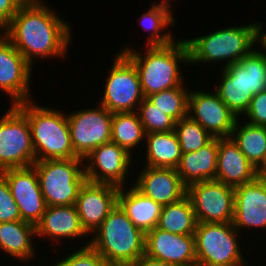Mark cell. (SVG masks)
<instances>
[{"label":"cell","mask_w":266,"mask_h":266,"mask_svg":"<svg viewBox=\"0 0 266 266\" xmlns=\"http://www.w3.org/2000/svg\"><path fill=\"white\" fill-rule=\"evenodd\" d=\"M218 158V138H213L198 151L182 154L176 170L183 184L215 180Z\"/></svg>","instance_id":"603a6c76"},{"label":"cell","mask_w":266,"mask_h":266,"mask_svg":"<svg viewBox=\"0 0 266 266\" xmlns=\"http://www.w3.org/2000/svg\"><path fill=\"white\" fill-rule=\"evenodd\" d=\"M197 223L192 203L186 195L162 207L157 228L174 234L194 235Z\"/></svg>","instance_id":"f1b7e54d"},{"label":"cell","mask_w":266,"mask_h":266,"mask_svg":"<svg viewBox=\"0 0 266 266\" xmlns=\"http://www.w3.org/2000/svg\"><path fill=\"white\" fill-rule=\"evenodd\" d=\"M190 90L181 85L147 96L146 99L176 122L188 116V97Z\"/></svg>","instance_id":"4dcf8cb0"},{"label":"cell","mask_w":266,"mask_h":266,"mask_svg":"<svg viewBox=\"0 0 266 266\" xmlns=\"http://www.w3.org/2000/svg\"><path fill=\"white\" fill-rule=\"evenodd\" d=\"M239 63L245 69L246 86L253 94L266 90V56L257 47Z\"/></svg>","instance_id":"d6a6232c"},{"label":"cell","mask_w":266,"mask_h":266,"mask_svg":"<svg viewBox=\"0 0 266 266\" xmlns=\"http://www.w3.org/2000/svg\"><path fill=\"white\" fill-rule=\"evenodd\" d=\"M1 33L32 66L39 58L66 59L73 38L71 24L42 0H26Z\"/></svg>","instance_id":"6da1fadb"},{"label":"cell","mask_w":266,"mask_h":266,"mask_svg":"<svg viewBox=\"0 0 266 266\" xmlns=\"http://www.w3.org/2000/svg\"><path fill=\"white\" fill-rule=\"evenodd\" d=\"M145 255L171 266H197L194 235L169 233L157 227L145 233Z\"/></svg>","instance_id":"e0dca14e"},{"label":"cell","mask_w":266,"mask_h":266,"mask_svg":"<svg viewBox=\"0 0 266 266\" xmlns=\"http://www.w3.org/2000/svg\"><path fill=\"white\" fill-rule=\"evenodd\" d=\"M126 266H171V265H168L167 263H164L162 261L150 258L144 254L142 257H140L133 263H130Z\"/></svg>","instance_id":"f35d334b"},{"label":"cell","mask_w":266,"mask_h":266,"mask_svg":"<svg viewBox=\"0 0 266 266\" xmlns=\"http://www.w3.org/2000/svg\"><path fill=\"white\" fill-rule=\"evenodd\" d=\"M261 44L260 51L266 56V30L264 29L263 25L261 23H257V44Z\"/></svg>","instance_id":"ab89813d"},{"label":"cell","mask_w":266,"mask_h":266,"mask_svg":"<svg viewBox=\"0 0 266 266\" xmlns=\"http://www.w3.org/2000/svg\"><path fill=\"white\" fill-rule=\"evenodd\" d=\"M32 67L0 32V90L10 97V105L33 100L30 97Z\"/></svg>","instance_id":"5bb4252c"},{"label":"cell","mask_w":266,"mask_h":266,"mask_svg":"<svg viewBox=\"0 0 266 266\" xmlns=\"http://www.w3.org/2000/svg\"><path fill=\"white\" fill-rule=\"evenodd\" d=\"M129 184L131 187L119 188L118 205L137 228L147 233L157 227L163 206Z\"/></svg>","instance_id":"7402d4cb"},{"label":"cell","mask_w":266,"mask_h":266,"mask_svg":"<svg viewBox=\"0 0 266 266\" xmlns=\"http://www.w3.org/2000/svg\"><path fill=\"white\" fill-rule=\"evenodd\" d=\"M83 241V247L74 252H68L67 256L53 263L51 266H111L93 247L89 241Z\"/></svg>","instance_id":"e575fe53"},{"label":"cell","mask_w":266,"mask_h":266,"mask_svg":"<svg viewBox=\"0 0 266 266\" xmlns=\"http://www.w3.org/2000/svg\"><path fill=\"white\" fill-rule=\"evenodd\" d=\"M144 144L145 166L176 169L179 165L182 151L175 131L147 133Z\"/></svg>","instance_id":"484cf974"},{"label":"cell","mask_w":266,"mask_h":266,"mask_svg":"<svg viewBox=\"0 0 266 266\" xmlns=\"http://www.w3.org/2000/svg\"><path fill=\"white\" fill-rule=\"evenodd\" d=\"M6 179L21 220L36 225L46 210L37 172L33 166L6 169L0 172Z\"/></svg>","instance_id":"9a60e30c"},{"label":"cell","mask_w":266,"mask_h":266,"mask_svg":"<svg viewBox=\"0 0 266 266\" xmlns=\"http://www.w3.org/2000/svg\"><path fill=\"white\" fill-rule=\"evenodd\" d=\"M156 1H152L151 8L146 10L144 14L138 17L137 21L145 30H150L145 46H164L174 42L177 38L174 37L171 28L168 26L176 23L173 17V11L161 5H157Z\"/></svg>","instance_id":"4316f807"},{"label":"cell","mask_w":266,"mask_h":266,"mask_svg":"<svg viewBox=\"0 0 266 266\" xmlns=\"http://www.w3.org/2000/svg\"><path fill=\"white\" fill-rule=\"evenodd\" d=\"M26 0H0V32L10 23Z\"/></svg>","instance_id":"74e56055"},{"label":"cell","mask_w":266,"mask_h":266,"mask_svg":"<svg viewBox=\"0 0 266 266\" xmlns=\"http://www.w3.org/2000/svg\"><path fill=\"white\" fill-rule=\"evenodd\" d=\"M256 177V168L240 151L232 138H218L215 180L235 188L253 181Z\"/></svg>","instance_id":"44dd1931"},{"label":"cell","mask_w":266,"mask_h":266,"mask_svg":"<svg viewBox=\"0 0 266 266\" xmlns=\"http://www.w3.org/2000/svg\"><path fill=\"white\" fill-rule=\"evenodd\" d=\"M144 50L142 53L128 45L118 52L134 64L145 98L184 85L182 68L179 67L181 64L184 67L190 65L189 50L184 38L164 46H146Z\"/></svg>","instance_id":"7a4b0ae2"},{"label":"cell","mask_w":266,"mask_h":266,"mask_svg":"<svg viewBox=\"0 0 266 266\" xmlns=\"http://www.w3.org/2000/svg\"><path fill=\"white\" fill-rule=\"evenodd\" d=\"M137 113L146 134L174 131L175 129L176 121L163 113L146 98L138 106Z\"/></svg>","instance_id":"836d02e7"},{"label":"cell","mask_w":266,"mask_h":266,"mask_svg":"<svg viewBox=\"0 0 266 266\" xmlns=\"http://www.w3.org/2000/svg\"><path fill=\"white\" fill-rule=\"evenodd\" d=\"M91 237L89 245L111 266H126L145 254V233L118 204Z\"/></svg>","instance_id":"5b68a950"},{"label":"cell","mask_w":266,"mask_h":266,"mask_svg":"<svg viewBox=\"0 0 266 266\" xmlns=\"http://www.w3.org/2000/svg\"><path fill=\"white\" fill-rule=\"evenodd\" d=\"M203 90H190L188 116L213 138L230 137L238 118L215 91L209 93Z\"/></svg>","instance_id":"4fadbf2b"},{"label":"cell","mask_w":266,"mask_h":266,"mask_svg":"<svg viewBox=\"0 0 266 266\" xmlns=\"http://www.w3.org/2000/svg\"><path fill=\"white\" fill-rule=\"evenodd\" d=\"M106 76L103 97L99 103L111 113L137 112L145 98L134 64L117 51Z\"/></svg>","instance_id":"ba28073f"},{"label":"cell","mask_w":266,"mask_h":266,"mask_svg":"<svg viewBox=\"0 0 266 266\" xmlns=\"http://www.w3.org/2000/svg\"><path fill=\"white\" fill-rule=\"evenodd\" d=\"M35 161L29 121L15 105H10L0 117V172L31 167Z\"/></svg>","instance_id":"9c48e42d"},{"label":"cell","mask_w":266,"mask_h":266,"mask_svg":"<svg viewBox=\"0 0 266 266\" xmlns=\"http://www.w3.org/2000/svg\"><path fill=\"white\" fill-rule=\"evenodd\" d=\"M82 108L67 114L75 155L85 159L94 149L111 141L112 115L105 107Z\"/></svg>","instance_id":"30bf717a"},{"label":"cell","mask_w":266,"mask_h":266,"mask_svg":"<svg viewBox=\"0 0 266 266\" xmlns=\"http://www.w3.org/2000/svg\"><path fill=\"white\" fill-rule=\"evenodd\" d=\"M138 173L132 184L162 206L177 202L187 194V187L174 168L145 166Z\"/></svg>","instance_id":"d6986e66"},{"label":"cell","mask_w":266,"mask_h":266,"mask_svg":"<svg viewBox=\"0 0 266 266\" xmlns=\"http://www.w3.org/2000/svg\"><path fill=\"white\" fill-rule=\"evenodd\" d=\"M240 119H237L230 137L257 169L266 155V126L253 125L245 120L242 123Z\"/></svg>","instance_id":"83f0119b"},{"label":"cell","mask_w":266,"mask_h":266,"mask_svg":"<svg viewBox=\"0 0 266 266\" xmlns=\"http://www.w3.org/2000/svg\"><path fill=\"white\" fill-rule=\"evenodd\" d=\"M47 206L75 205L79 190L86 181L84 159H49L32 165Z\"/></svg>","instance_id":"8992f818"},{"label":"cell","mask_w":266,"mask_h":266,"mask_svg":"<svg viewBox=\"0 0 266 266\" xmlns=\"http://www.w3.org/2000/svg\"><path fill=\"white\" fill-rule=\"evenodd\" d=\"M232 224L239 233L246 227L266 229V179L256 177L234 188Z\"/></svg>","instance_id":"ac0fdd59"},{"label":"cell","mask_w":266,"mask_h":266,"mask_svg":"<svg viewBox=\"0 0 266 266\" xmlns=\"http://www.w3.org/2000/svg\"><path fill=\"white\" fill-rule=\"evenodd\" d=\"M21 220L18 205L13 199L5 177L0 173V223Z\"/></svg>","instance_id":"d590c367"},{"label":"cell","mask_w":266,"mask_h":266,"mask_svg":"<svg viewBox=\"0 0 266 266\" xmlns=\"http://www.w3.org/2000/svg\"><path fill=\"white\" fill-rule=\"evenodd\" d=\"M198 223H229L234 218V187L217 180L191 184L186 194Z\"/></svg>","instance_id":"8fae6325"},{"label":"cell","mask_w":266,"mask_h":266,"mask_svg":"<svg viewBox=\"0 0 266 266\" xmlns=\"http://www.w3.org/2000/svg\"><path fill=\"white\" fill-rule=\"evenodd\" d=\"M243 118L250 124L266 126V90L253 95Z\"/></svg>","instance_id":"8d00e7d4"},{"label":"cell","mask_w":266,"mask_h":266,"mask_svg":"<svg viewBox=\"0 0 266 266\" xmlns=\"http://www.w3.org/2000/svg\"><path fill=\"white\" fill-rule=\"evenodd\" d=\"M36 238L35 225L31 223L22 220L0 223V250L19 262L36 257V244L31 240Z\"/></svg>","instance_id":"d4e9b609"},{"label":"cell","mask_w":266,"mask_h":266,"mask_svg":"<svg viewBox=\"0 0 266 266\" xmlns=\"http://www.w3.org/2000/svg\"><path fill=\"white\" fill-rule=\"evenodd\" d=\"M132 156L112 141L98 146L84 159L86 180L119 188L129 186L125 184L130 167L134 164Z\"/></svg>","instance_id":"7c38bea8"},{"label":"cell","mask_w":266,"mask_h":266,"mask_svg":"<svg viewBox=\"0 0 266 266\" xmlns=\"http://www.w3.org/2000/svg\"><path fill=\"white\" fill-rule=\"evenodd\" d=\"M174 131L178 137L182 154L198 151L213 139L198 122L192 120L189 116L176 122Z\"/></svg>","instance_id":"1f68e13d"},{"label":"cell","mask_w":266,"mask_h":266,"mask_svg":"<svg viewBox=\"0 0 266 266\" xmlns=\"http://www.w3.org/2000/svg\"><path fill=\"white\" fill-rule=\"evenodd\" d=\"M119 187L85 181L75 203L81 225L90 236L118 204Z\"/></svg>","instance_id":"2e32d148"},{"label":"cell","mask_w":266,"mask_h":266,"mask_svg":"<svg viewBox=\"0 0 266 266\" xmlns=\"http://www.w3.org/2000/svg\"><path fill=\"white\" fill-rule=\"evenodd\" d=\"M257 23L229 26L200 37L185 38L191 65L225 62L222 69L239 62L257 44ZM219 61V62H218Z\"/></svg>","instance_id":"277c9868"},{"label":"cell","mask_w":266,"mask_h":266,"mask_svg":"<svg viewBox=\"0 0 266 266\" xmlns=\"http://www.w3.org/2000/svg\"><path fill=\"white\" fill-rule=\"evenodd\" d=\"M35 103L30 100L15 106L29 121L36 161L77 157L66 112Z\"/></svg>","instance_id":"3957f363"},{"label":"cell","mask_w":266,"mask_h":266,"mask_svg":"<svg viewBox=\"0 0 266 266\" xmlns=\"http://www.w3.org/2000/svg\"><path fill=\"white\" fill-rule=\"evenodd\" d=\"M257 177L266 179V155L260 164V166L256 169Z\"/></svg>","instance_id":"60d3db41"},{"label":"cell","mask_w":266,"mask_h":266,"mask_svg":"<svg viewBox=\"0 0 266 266\" xmlns=\"http://www.w3.org/2000/svg\"><path fill=\"white\" fill-rule=\"evenodd\" d=\"M157 5L165 6L173 11V8H172L173 5L171 4L170 0H161L159 3H157Z\"/></svg>","instance_id":"b9f144b4"},{"label":"cell","mask_w":266,"mask_h":266,"mask_svg":"<svg viewBox=\"0 0 266 266\" xmlns=\"http://www.w3.org/2000/svg\"><path fill=\"white\" fill-rule=\"evenodd\" d=\"M220 83L213 90L237 118L244 115L253 98V93L246 86L245 69L234 63L221 71Z\"/></svg>","instance_id":"cb8c5ba5"},{"label":"cell","mask_w":266,"mask_h":266,"mask_svg":"<svg viewBox=\"0 0 266 266\" xmlns=\"http://www.w3.org/2000/svg\"><path fill=\"white\" fill-rule=\"evenodd\" d=\"M146 133L137 112L113 113L111 141L126 149L131 155L135 147L145 141Z\"/></svg>","instance_id":"f546056e"},{"label":"cell","mask_w":266,"mask_h":266,"mask_svg":"<svg viewBox=\"0 0 266 266\" xmlns=\"http://www.w3.org/2000/svg\"><path fill=\"white\" fill-rule=\"evenodd\" d=\"M39 239L47 238L50 243L58 244L63 240H81L90 237L83 229L75 205L47 206L40 221L35 225ZM75 238V239H74Z\"/></svg>","instance_id":"ffe728a7"},{"label":"cell","mask_w":266,"mask_h":266,"mask_svg":"<svg viewBox=\"0 0 266 266\" xmlns=\"http://www.w3.org/2000/svg\"><path fill=\"white\" fill-rule=\"evenodd\" d=\"M238 234L232 222L197 223L194 232L197 266H249Z\"/></svg>","instance_id":"52a82bcc"}]
</instances>
